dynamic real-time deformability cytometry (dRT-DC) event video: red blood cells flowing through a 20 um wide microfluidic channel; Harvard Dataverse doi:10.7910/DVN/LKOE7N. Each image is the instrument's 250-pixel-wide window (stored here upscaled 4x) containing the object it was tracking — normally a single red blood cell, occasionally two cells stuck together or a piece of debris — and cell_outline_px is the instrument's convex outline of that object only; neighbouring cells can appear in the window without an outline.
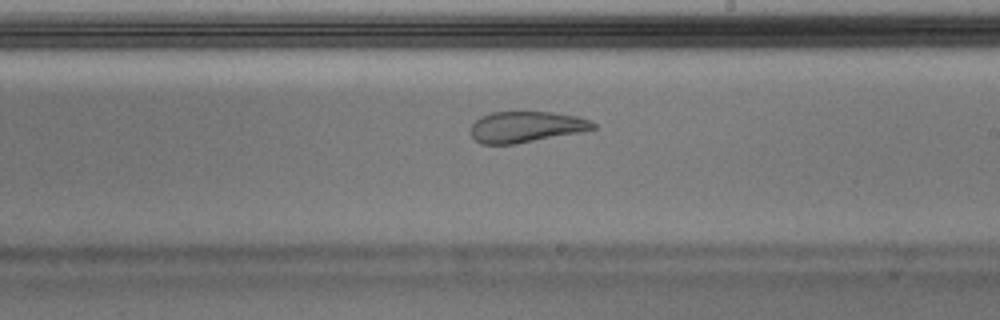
{"species": "Egyptian fruit bat (a non-hibernating species)", "species_latin": "Rousettus aegyptiacus", "temperature_condition": "warm", "stored_images_in_passage": 50, "camera_frame_rate_fps": 3000, "um_per_image_px": 0.085, "animal": {"sex": "male"}, "frame": {"image": 1, "passage_image": 29, "time_ms": 9.333, "image_size_px": [1000, 320], "cell_outline_px": [[596, 128], [580, 132], [516, 144], [480, 144], [472, 136], [472, 124], [480, 116], [492, 112], [552, 112], [576, 116], [592, 120], [596, 124]], "centroid_in_image_um": [44.73, 10.78], "position_along_channel_um": 244.3, "area_um2": 22.08}}
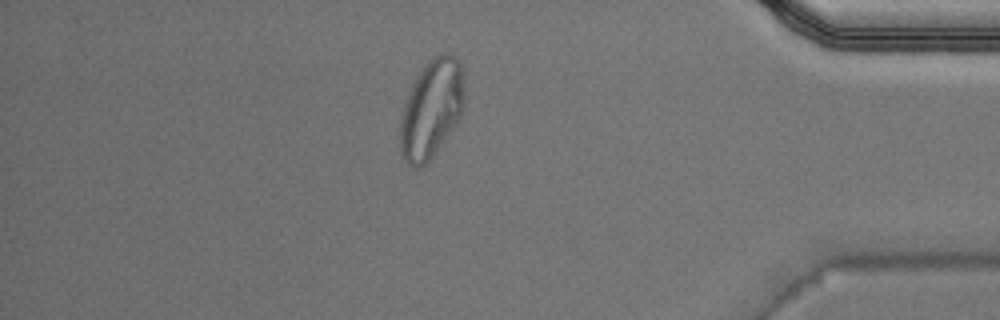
{"frame": {"image": 2, "passage_image": 43, "time_ms": 14.0, "image_size_px": [1000, 320], "cell_outline_px": [[464, 104], [460, 116], [432, 156], [424, 164], [416, 168], [408, 164], [404, 160], [400, 152], [400, 120], [412, 84], [416, 76], [428, 60], [436, 52], [448, 52], [456, 56], [460, 60]], "centroid_in_image_um": [36.66, 9.2], "position_along_channel_um": 398.5, "area_um2": 36.36}, "authors_computed_cell_mechanics": {"area_um2": 25.7499, "velocity_mm_per_s": 4.0065, "shape_relaxation_time_tau1_ms": null, "shape_relaxation_time_tau2_ms": 1.3032, "deformation_change_tau1": null, "deformation_change_tau2": 0.085}}